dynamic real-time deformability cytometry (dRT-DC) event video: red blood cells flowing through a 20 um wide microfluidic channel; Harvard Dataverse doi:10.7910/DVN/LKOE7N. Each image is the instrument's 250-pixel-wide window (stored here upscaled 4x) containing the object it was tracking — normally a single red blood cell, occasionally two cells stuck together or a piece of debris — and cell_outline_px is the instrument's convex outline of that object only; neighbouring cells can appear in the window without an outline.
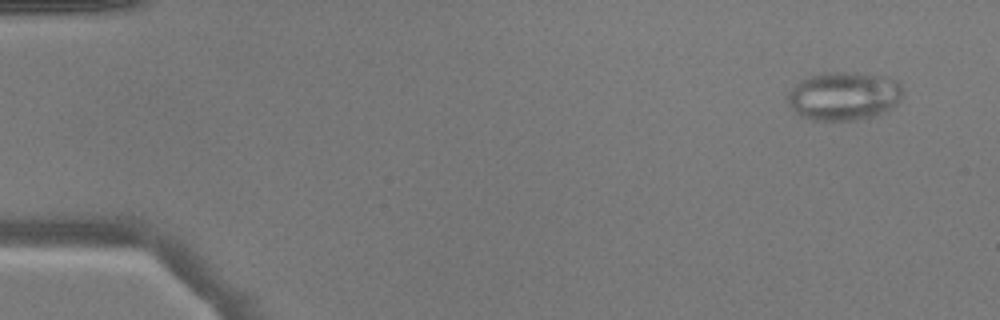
{"species": "common noctule bat (a hibernating species)", "species_latin": "Nyctalus noctula", "temperature_condition": "warm", "stored_images_in_passage": 51, "camera_frame_rate_fps": 3000, "um_per_image_px": 0.085, "animal": {"sex": "male", "body_mass_g": 17.9}, "frame": {"image": 1, "passage_image": 4, "time_ms": 1.0, "image_size_px": [1000, 320], "cell_outline_px": [[904, 92], [900, 100], [892, 108], [872, 116], [856, 120], [812, 120], [800, 116], [788, 104], [784, 96], [800, 80], [824, 72], [844, 72], [884, 76], [896, 80], [900, 84]], "centroid_in_image_um": [71.7, 8.16], "position_along_channel_um": 13.3, "area_um2": 32.6}}
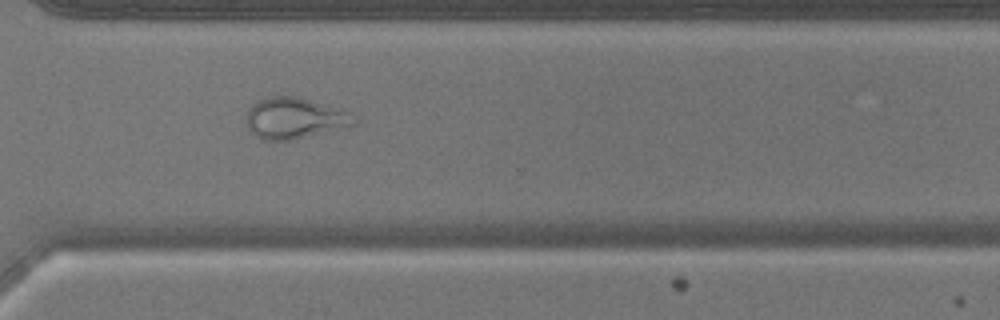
{"frame": {"image": 2, "passage_image": 38, "time_ms": 12.333, "image_size_px": [1000, 320], "cell_outline_px": [[356, 124], [288, 140], [264, 140], [256, 136], [248, 128], [248, 108], [256, 100], [264, 96], [296, 96], [356, 112]], "centroid_in_image_um": [25.06, 10.0], "position_along_channel_um": 345.5, "area_um2": 25.78}}
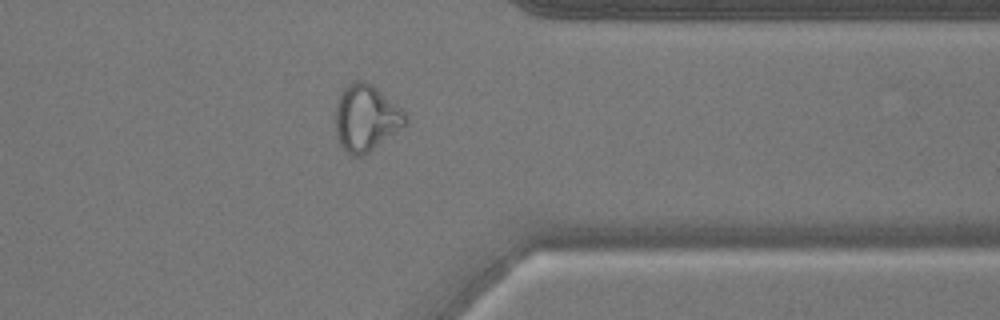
{"frame": {"image": 3, "passage_image": 41, "time_ms": 13.333, "image_size_px": [1000, 320], "cell_outline_px": [[408, 124], [404, 128], [364, 156], [352, 156], [340, 144], [336, 132], [336, 104], [344, 88], [352, 80], [364, 80], [372, 84], [400, 108], [408, 116]], "centroid_in_image_um": [31.14, 10.04], "position_along_channel_um": 380.3, "area_um2": 27.22}}